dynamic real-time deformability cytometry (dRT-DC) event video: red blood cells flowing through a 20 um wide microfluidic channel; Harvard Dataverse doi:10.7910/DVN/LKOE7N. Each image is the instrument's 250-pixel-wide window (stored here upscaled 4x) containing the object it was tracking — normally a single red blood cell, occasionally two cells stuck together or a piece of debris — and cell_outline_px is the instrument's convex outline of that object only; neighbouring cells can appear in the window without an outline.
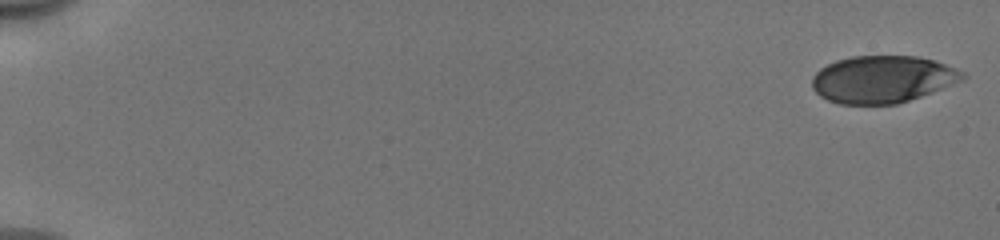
{"species": "human", "species_latin": "Homo sapiens", "temperature_condition": "cold", "stored_images_in_passage": 30, "camera_frame_rate_fps": 3000, "um_per_image_px": 0.085, "donor": {"sex": "male"}, "frame": {"image": 1, "passage_image": 1, "time_ms": 0.0, "image_size_px": [1000, 240], "cell_outline_px": [[968, 76], [964, 80], [920, 96], [896, 104], [840, 104], [828, 100], [820, 96], [812, 88], [812, 76], [820, 68], [836, 60], [852, 56], [916, 56], [932, 60], [956, 68], [964, 72]], "centroid_in_image_um": [75.0, 6.73], "position_along_channel_um": 10.0, "area_um2": 41.33}}
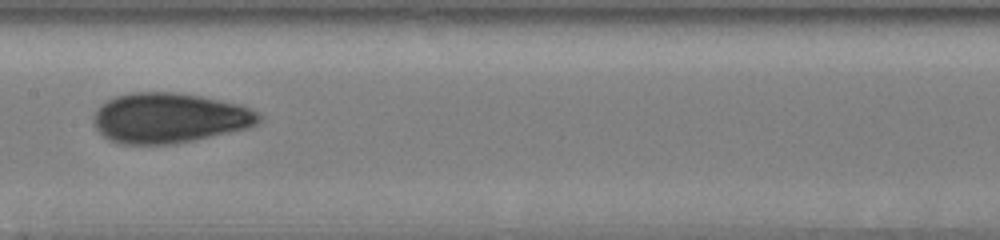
{"frame": {"image": 2, "passage_image": 17, "time_ms": 5.333, "image_size_px": [1000, 240], "cell_outline_px": [[264, 120], [248, 128], [176, 144], [120, 144], [108, 140], [92, 124], [92, 116], [108, 100], [116, 96], [132, 92], [172, 92], [200, 96], [240, 104], [260, 112], [264, 116]], "centroid_in_image_um": [14.43, 10.04], "position_along_channel_um": 193.0, "area_um2": 48.49}}
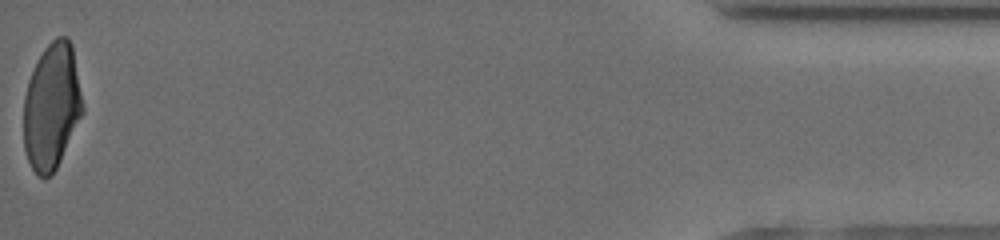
{"frame": {"image": 3, "passage_image": 30, "time_ms": 9.667, "image_size_px": [1000, 240], "cell_outline_px": [[84, 112], [56, 168], [44, 180], [32, 168], [28, 160], [24, 148], [24, 96], [28, 80], [44, 48], [56, 36], [68, 36], [72, 44], [84, 108]], "centroid_in_image_um": [4.4, 9.03], "position_along_channel_um": 430.8, "area_um2": 43.23}}